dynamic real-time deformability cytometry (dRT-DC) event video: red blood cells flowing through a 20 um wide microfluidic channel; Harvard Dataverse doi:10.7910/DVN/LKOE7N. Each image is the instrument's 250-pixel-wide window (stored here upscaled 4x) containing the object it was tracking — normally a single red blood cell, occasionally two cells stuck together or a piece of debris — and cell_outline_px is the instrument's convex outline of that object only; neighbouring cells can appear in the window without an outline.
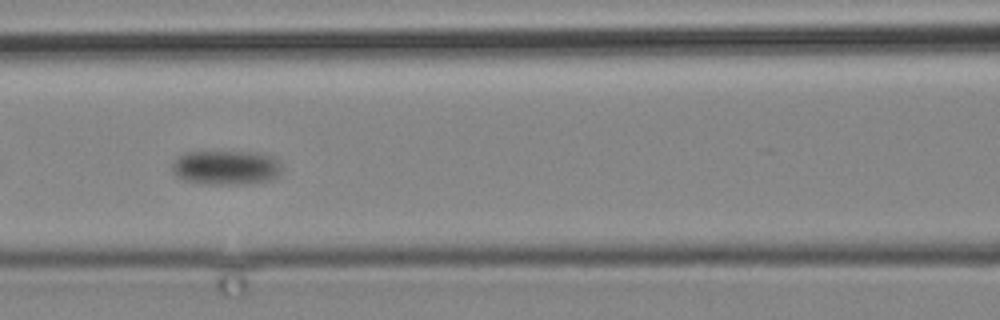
{"species": "common noctule bat (a hibernating species)", "species_latin": "Nyctalus noctula", "temperature_condition": "cold", "stored_images_in_passage": 6, "camera_frame_rate_fps": 3000, "um_per_image_px": 0.085, "animal": {"sex": "male", "body_mass_g": 19.2, "forearm_length_mm": 51.8}, "frame": {"image": 1, "passage_image": 5, "time_ms": 5.333, "image_size_px": [1000, 320], "cell_outline_px": [[280, 172], [276, 176], [268, 180], [244, 184], [204, 184], [184, 180], [176, 176], [172, 172], [172, 164], [184, 152], [256, 152], [272, 156], [280, 164]], "centroid_in_image_um": [19.18, 14.24], "position_along_channel_um": 147.4, "area_um2": 21.85}}